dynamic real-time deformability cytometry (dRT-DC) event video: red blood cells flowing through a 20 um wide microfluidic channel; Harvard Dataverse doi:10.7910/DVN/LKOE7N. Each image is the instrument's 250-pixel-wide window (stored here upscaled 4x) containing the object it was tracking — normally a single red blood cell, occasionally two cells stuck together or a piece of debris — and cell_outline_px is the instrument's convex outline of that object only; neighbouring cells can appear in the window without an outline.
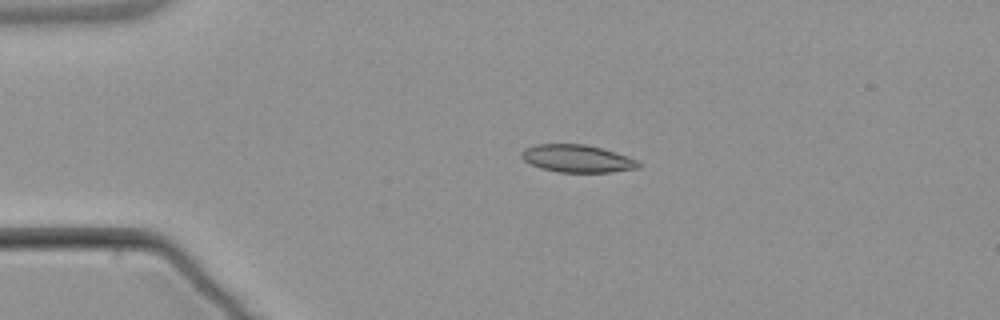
{"species": "common noctule bat (a hibernating species)", "species_latin": "Nyctalus noctula", "temperature_condition": "warm", "stored_images_in_passage": 3, "camera_frame_rate_fps": 3000, "um_per_image_px": 0.085, "animal": {"sex": "male", "body_mass_g": 21.5, "forearm_length_mm": 52.0}, "frame": {"image": 1, "passage_image": 2, "time_ms": 2.0, "image_size_px": [1000, 320], "cell_outline_px": [[640, 164], [636, 168], [608, 172], [556, 172], [540, 168], [524, 160], [520, 156], [520, 152], [524, 148], [536, 144], [584, 144], [600, 148], [628, 156], [636, 160]], "centroid_in_image_um": [48.99, 13.47], "position_along_channel_um": 36.0, "area_um2": 18.61}}